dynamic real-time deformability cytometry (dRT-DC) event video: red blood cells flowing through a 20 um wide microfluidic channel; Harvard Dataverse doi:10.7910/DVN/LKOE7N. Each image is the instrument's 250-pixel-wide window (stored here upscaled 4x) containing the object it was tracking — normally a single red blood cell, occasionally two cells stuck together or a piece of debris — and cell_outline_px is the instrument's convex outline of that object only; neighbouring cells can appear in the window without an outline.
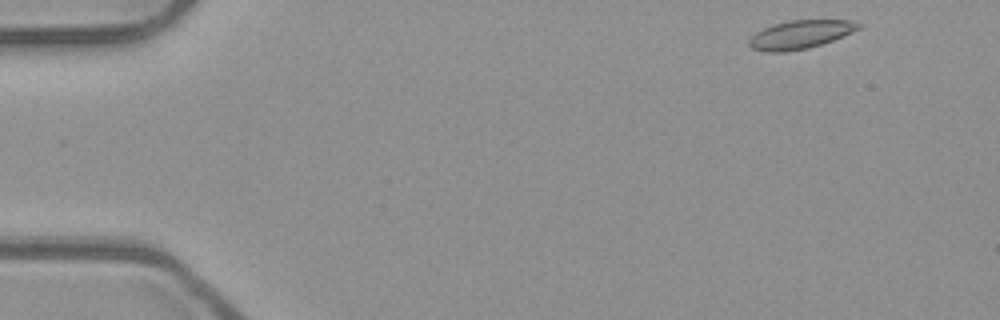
{"species": "common noctule bat (a hibernating species)", "species_latin": "Nyctalus noctula", "temperature_condition": "room temperature", "stored_images_in_passage": 49, "camera_frame_rate_fps": 3000, "um_per_image_px": 0.085, "animal": {"sex": "male", "body_mass_g": 23.1, "forearm_length_mm": 52.7}, "frame": {"image": 1, "passage_image": 1, "time_ms": 0.0, "image_size_px": [1000, 320], "cell_outline_px": [[860, 28], [852, 32], [832, 40], [808, 48], [784, 52], [764, 52], [752, 48], [748, 44], [748, 40], [756, 32], [772, 24], [788, 20], [852, 20], [860, 24]], "centroid_in_image_um": [67.99, 2.93], "position_along_channel_um": 17.0, "area_um2": 18.03}}
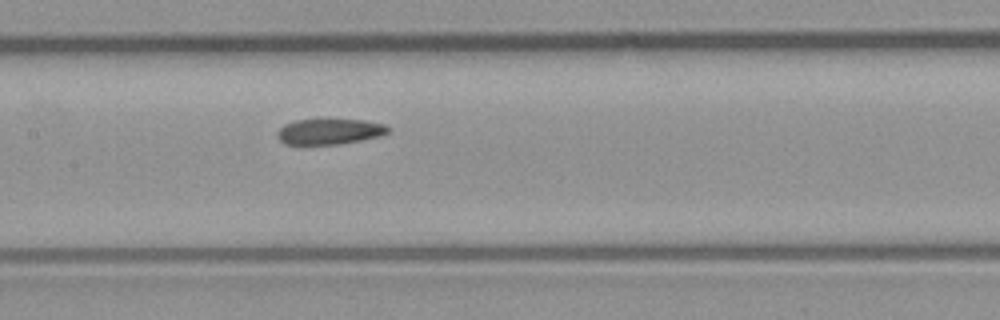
{"frame": {"image": 2, "passage_image": 22, "time_ms": 7.0, "image_size_px": [1000, 320], "cell_outline_px": [[388, 132], [380, 136], [340, 144], [284, 144], [276, 136], [276, 132], [284, 124], [296, 120], [324, 116], [364, 120], [384, 124], [388, 128]], "centroid_in_image_um": [27.96, 11.12], "position_along_channel_um": 179.4, "area_um2": 17.34}}
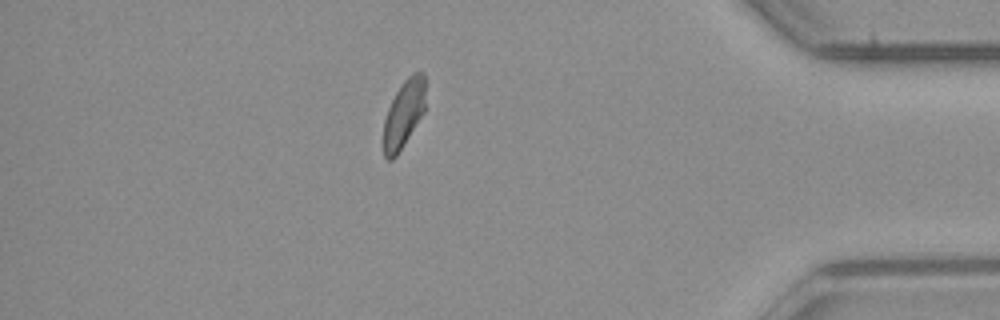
{"frame": {"image": 3, "passage_image": 42, "time_ms": 13.667, "image_size_px": [1000, 320], "cell_outline_px": [[424, 112], [396, 156], [392, 160], [388, 160], [384, 156], [384, 120], [388, 108], [396, 92], [404, 80], [412, 72], [424, 72]], "centroid_in_image_um": [34.31, 9.67], "position_along_channel_um": 400.9, "area_um2": 16.18}, "authors_computed_cell_mechanics": {"area_um2": 17.6868, "velocity_mm_per_s": 3.9242, "shape_relaxation_time_tau1_ms": 4.9119, "shape_relaxation_time_tau2_ms": 2.4674, "deformation_change_tau1": 0.1123, "deformation_change_tau2": 0.0928}}